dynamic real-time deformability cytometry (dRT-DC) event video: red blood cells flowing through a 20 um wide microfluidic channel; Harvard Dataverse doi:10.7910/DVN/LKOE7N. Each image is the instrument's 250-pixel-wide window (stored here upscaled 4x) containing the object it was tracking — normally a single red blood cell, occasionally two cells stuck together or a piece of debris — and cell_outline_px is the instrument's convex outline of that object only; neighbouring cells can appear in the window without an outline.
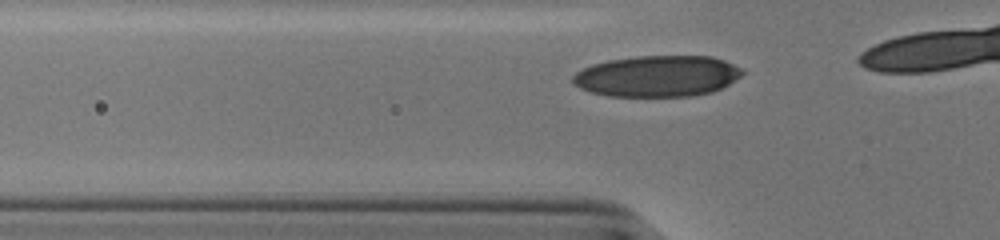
{"species": "human", "species_latin": "Homo sapiens", "temperature_condition": "cold", "stored_images_in_passage": 9, "camera_frame_rate_fps": 3000, "um_per_image_px": 0.085, "donor": {"sex": "male"}, "frame": {"image": 1, "passage_image": 3, "time_ms": 0.667, "image_size_px": [1000, 240], "cell_outline_px": [[744, 72], [740, 76], [728, 84], [712, 92], [692, 96], [608, 96], [592, 92], [580, 88], [572, 84], [572, 76], [576, 72], [592, 64], [608, 60], [636, 56], [712, 56], [724, 60], [740, 68]], "centroid_in_image_um": [55.84, 6.47], "position_along_channel_um": 70.0, "area_um2": 40.63}}